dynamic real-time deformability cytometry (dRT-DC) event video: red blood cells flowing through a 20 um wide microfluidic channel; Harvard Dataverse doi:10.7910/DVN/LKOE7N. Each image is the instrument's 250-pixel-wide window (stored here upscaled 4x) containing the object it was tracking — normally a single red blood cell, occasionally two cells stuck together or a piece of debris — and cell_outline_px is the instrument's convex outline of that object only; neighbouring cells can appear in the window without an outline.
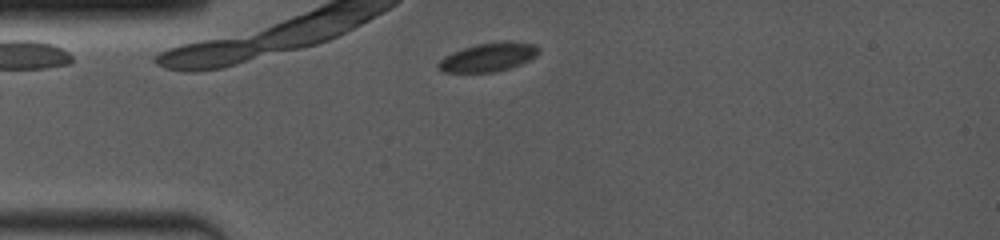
{"species": "common noctule bat (a hibernating species)", "species_latin": "Nyctalus noctula", "temperature_condition": "room temperature", "stored_images_in_passage": 9, "camera_frame_rate_fps": 4000, "um_per_image_px": 0.085, "animal": {"sex": "female", "body_mass_g": 19.0, "forearm_length_mm": 53.3}, "frame": {"image": 1, "passage_image": 2, "time_ms": 0.25, "image_size_px": [1000, 240], "cell_outline_px": [[540, 52], [536, 56], [520, 64], [508, 68], [492, 72], [444, 72], [436, 68], [436, 64], [444, 56], [452, 52], [476, 44], [500, 40], [512, 40], [536, 44], [540, 48]], "centroid_in_image_um": [41.52, 4.83], "position_along_channel_um": 43.5, "area_um2": 17.05}}